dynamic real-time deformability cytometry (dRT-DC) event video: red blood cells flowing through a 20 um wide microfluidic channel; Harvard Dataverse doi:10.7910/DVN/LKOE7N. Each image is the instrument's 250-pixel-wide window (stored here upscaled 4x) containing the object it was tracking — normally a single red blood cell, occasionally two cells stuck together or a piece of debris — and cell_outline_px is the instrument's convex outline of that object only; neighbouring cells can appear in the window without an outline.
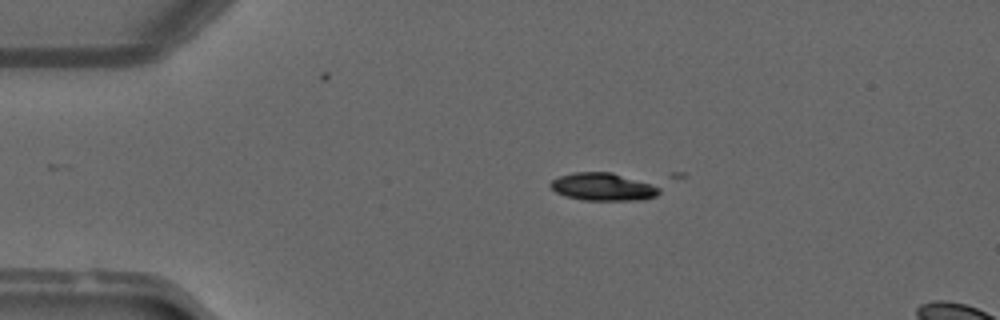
{"species": "common noctule bat (a hibernating species)", "species_latin": "Nyctalus noctula", "temperature_condition": "warm", "stored_images_in_passage": 14, "camera_frame_rate_fps": 3000, "um_per_image_px": 0.085, "animal": {"sex": "male", "forearm_length_mm": 52.5}, "frame": {"image": 1, "passage_image": 10, "time_ms": 3.0, "image_size_px": [1000, 320], "cell_outline_px": [[660, 192], [656, 196], [644, 200], [584, 200], [564, 196], [556, 192], [548, 184], [552, 180], [560, 176], [572, 172], [612, 172], [660, 188]], "centroid_in_image_um": [51.2, 15.89], "position_along_channel_um": 33.8, "area_um2": 17.4}}